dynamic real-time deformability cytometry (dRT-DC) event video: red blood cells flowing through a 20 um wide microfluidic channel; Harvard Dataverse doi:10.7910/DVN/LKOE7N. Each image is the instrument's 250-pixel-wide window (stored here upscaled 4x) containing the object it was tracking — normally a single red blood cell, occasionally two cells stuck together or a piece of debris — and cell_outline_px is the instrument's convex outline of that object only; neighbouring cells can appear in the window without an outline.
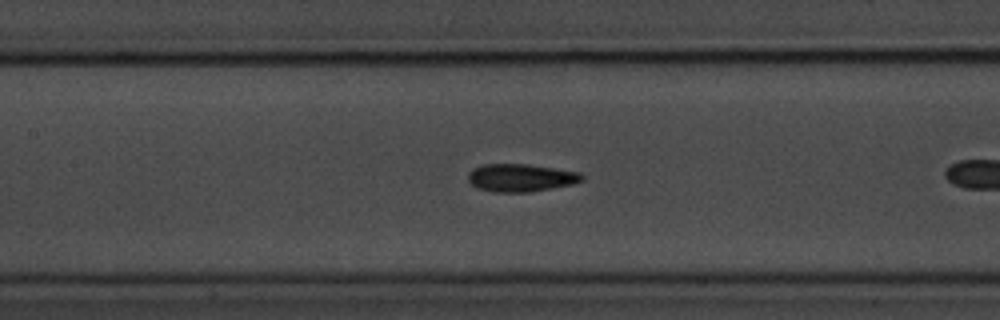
{"species": "common noctule bat (a hibernating species)", "species_latin": "Nyctalus noctula", "temperature_condition": "room temperature", "stored_images_in_passage": 33, "camera_frame_rate_fps": 3000, "um_per_image_px": 0.085, "animal": {"sex": "male", "body_mass_g": 20.1, "forearm_length_mm": 53.5}, "frame": {"image": 1, "passage_image": 10, "time_ms": 3.0, "image_size_px": [1000, 320], "cell_outline_px": [[584, 180], [572, 184], [532, 192], [492, 192], [480, 188], [472, 184], [468, 180], [468, 172], [472, 168], [484, 164], [524, 164], [580, 172], [584, 176]], "centroid_in_image_um": [44.26, 15.11], "position_along_channel_um": 163.1, "area_um2": 18.38}, "authors_computed_cell_mechanics": {"area_um2": 17.5134, "velocity_mm_per_s": 3.7006, "shape_relaxation_time_tau1_ms": 1.829, "shape_relaxation_time_tau2_ms": 1.5414, "deformation_change_tau1": 0.0951, "deformation_change_tau2": 0.066}}